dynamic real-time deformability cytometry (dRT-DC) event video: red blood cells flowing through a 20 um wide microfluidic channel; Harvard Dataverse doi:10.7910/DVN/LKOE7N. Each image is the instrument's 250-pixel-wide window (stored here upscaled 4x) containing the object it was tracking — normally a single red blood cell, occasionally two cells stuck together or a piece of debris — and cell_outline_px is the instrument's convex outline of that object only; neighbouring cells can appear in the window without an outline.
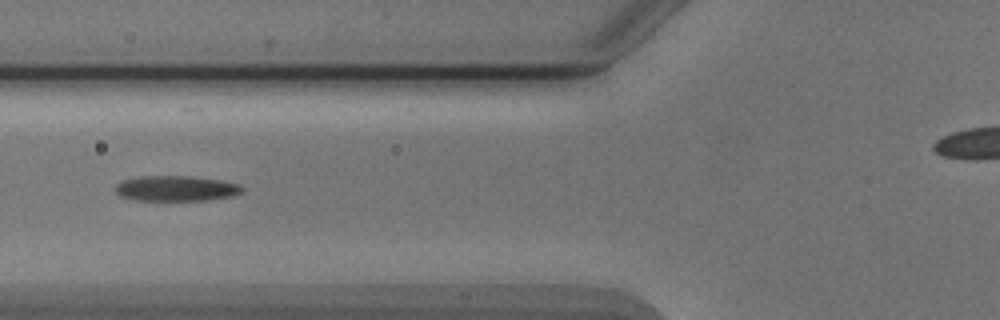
{"species": "Egyptian fruit bat (a non-hibernating species)", "species_latin": "Rousettus aegyptiacus", "temperature_condition": "cold", "stored_images_in_passage": 6, "segment_of_instrument_passage": [1, 2], "camera_frame_rate_fps": 3000, "um_per_image_px": 0.085, "animal": {"sex": "male"}, "frame": {"image": 1, "passage_image": 3, "time_ms": 2.667, "image_size_px": [1000, 320], "cell_outline_px": [[244, 188], [240, 192], [232, 196], [208, 200], [132, 200], [120, 196], [116, 192], [116, 184], [124, 180], [140, 176], [188, 176], [220, 180], [240, 184]], "centroid_in_image_um": [14.96, 16.02], "position_along_channel_um": 110.8, "area_um2": 18.67}}
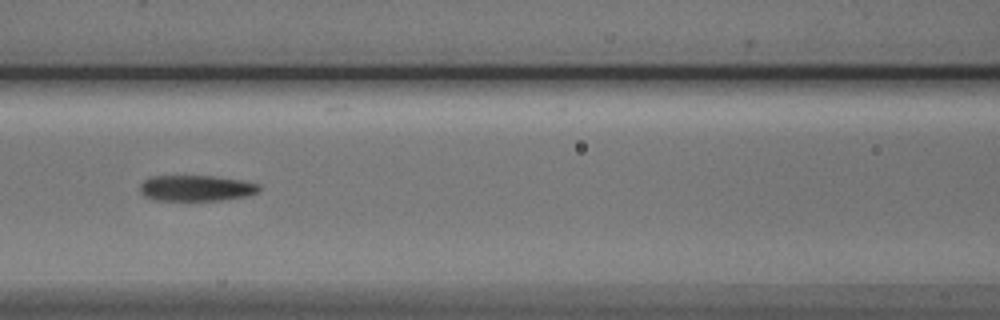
{"frame": {"image": 2, "passage_image": 4, "time_ms": 3.667, "image_size_px": [1000, 320], "cell_outline_px": [[260, 188], [256, 192], [248, 196], [220, 200], [156, 200], [144, 196], [140, 192], [140, 184], [148, 176], [216, 176], [240, 180], [260, 184]], "centroid_in_image_um": [16.65, 15.98], "position_along_channel_um": 149.9, "area_um2": 17.98}}
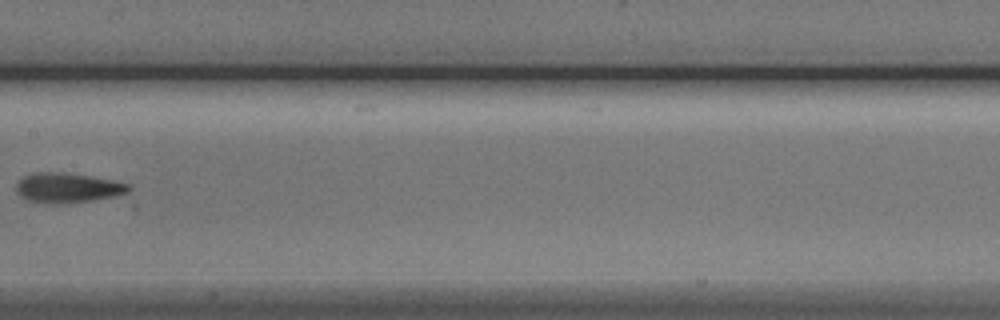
{"frame": {"image": 3, "passage_image": 5, "time_ms": 5.0, "image_size_px": [1000, 320], "cell_outline_px": [[132, 188], [128, 192], [120, 196], [68, 204], [48, 204], [28, 200], [20, 196], [16, 192], [16, 184], [24, 176], [40, 172], [64, 172], [112, 180], [132, 184]], "centroid_in_image_um": [5.8, 15.99], "position_along_channel_um": 201.6, "area_um2": 19.88}}